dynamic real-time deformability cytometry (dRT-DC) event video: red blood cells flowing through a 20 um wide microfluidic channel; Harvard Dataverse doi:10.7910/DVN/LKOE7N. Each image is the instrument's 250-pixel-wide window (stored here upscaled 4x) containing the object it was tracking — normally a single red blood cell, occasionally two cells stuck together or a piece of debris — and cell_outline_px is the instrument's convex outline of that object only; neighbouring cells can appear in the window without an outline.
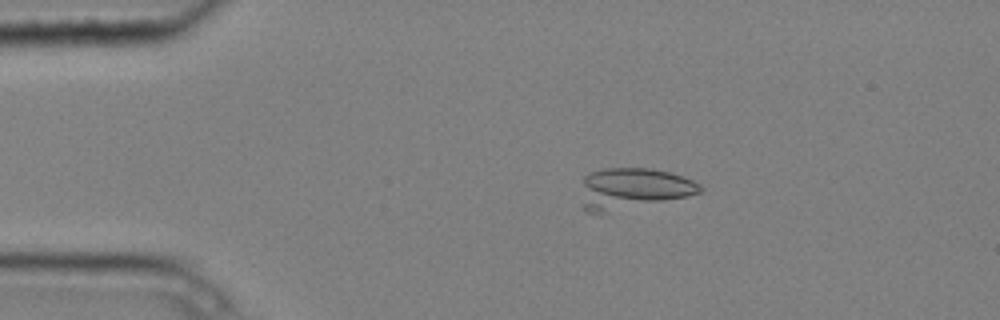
{"species": "common noctule bat (a hibernating species)", "species_latin": "Nyctalus noctula", "temperature_condition": "cold", "stored_images_in_passage": 6, "camera_frame_rate_fps": 3000, "um_per_image_px": 0.085, "animal": {"sex": "male", "body_mass_g": 20.4}, "frame": {"image": 1, "passage_image": 3, "time_ms": 0.667, "image_size_px": [1000, 320], "cell_outline_px": [[704, 192], [688, 196], [604, 212], [584, 212], [584, 176], [588, 172], [604, 168], [652, 168], [668, 172], [692, 180], [700, 184], [704, 188]], "centroid_in_image_um": [53.84, 15.99], "position_along_channel_um": 31.2, "area_um2": 27.86}}
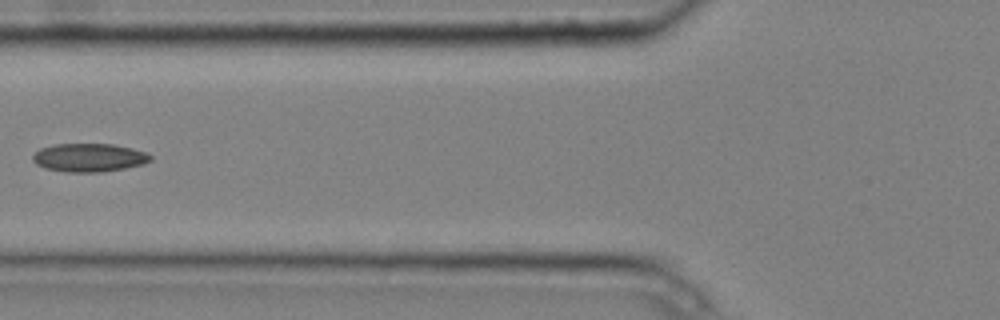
{"frame": {"image": 2, "passage_image": 6, "time_ms": 1.667, "image_size_px": [1000, 320], "cell_outline_px": [[152, 160], [144, 164], [124, 168], [100, 172], [68, 172], [44, 168], [36, 164], [32, 160], [32, 156], [40, 148], [56, 144], [112, 144], [132, 148], [144, 152], [152, 156]], "centroid_in_image_um": [7.56, 13.4], "position_along_channel_um": 118.2, "area_um2": 19.42}}